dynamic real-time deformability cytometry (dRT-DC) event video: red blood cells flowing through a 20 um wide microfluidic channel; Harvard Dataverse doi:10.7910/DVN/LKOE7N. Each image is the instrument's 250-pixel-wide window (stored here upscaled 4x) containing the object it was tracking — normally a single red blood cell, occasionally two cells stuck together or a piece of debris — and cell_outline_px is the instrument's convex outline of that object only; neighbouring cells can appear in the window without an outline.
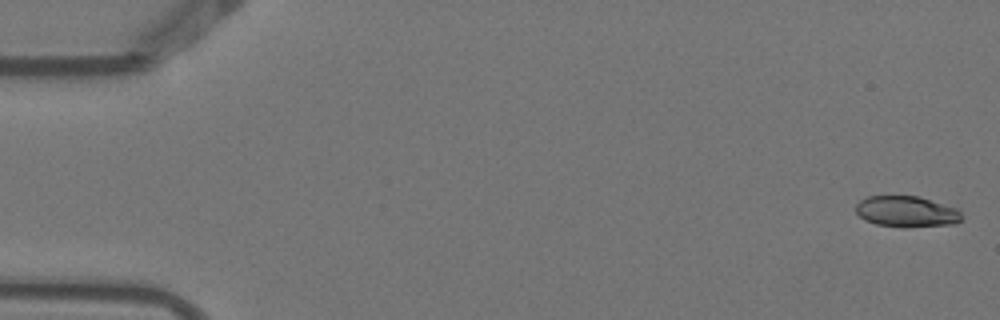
{"species": "Egyptian fruit bat (a non-hibernating species)", "species_latin": "Rousettus aegyptiacus", "temperature_condition": "warm", "stored_images_in_passage": 4, "camera_frame_rate_fps": 3000, "um_per_image_px": 0.085, "animal": {"sex": "female"}, "frame": {"image": 1, "passage_image": 1, "time_ms": 0.0, "image_size_px": [1000, 320], "cell_outline_px": [[964, 216], [956, 224], [904, 228], [876, 224], [864, 220], [856, 212], [856, 204], [860, 200], [868, 196], [920, 196], [956, 208]], "centroid_in_image_um": [77.07, 17.99], "position_along_channel_um": 7.9, "area_um2": 19.36}}